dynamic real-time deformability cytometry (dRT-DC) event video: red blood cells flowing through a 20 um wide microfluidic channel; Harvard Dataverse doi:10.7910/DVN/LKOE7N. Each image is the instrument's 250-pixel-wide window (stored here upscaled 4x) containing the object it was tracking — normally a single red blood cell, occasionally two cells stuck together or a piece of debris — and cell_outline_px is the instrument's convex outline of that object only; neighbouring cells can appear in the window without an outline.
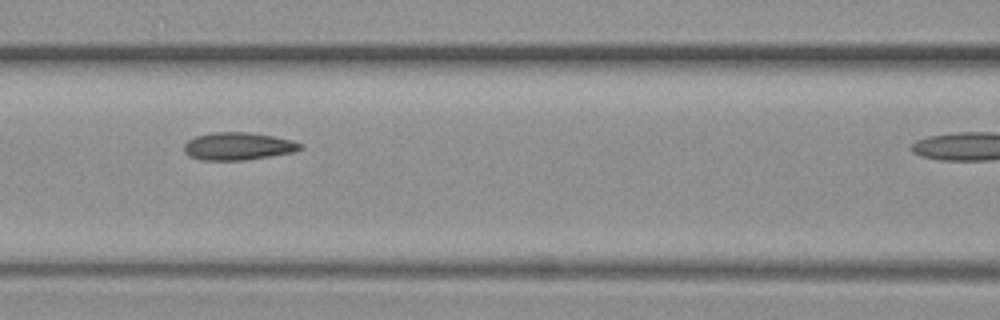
{"species": "common noctule bat (a hibernating species)", "species_latin": "Nyctalus noctula", "temperature_condition": "warm", "stored_images_in_passage": 7, "camera_frame_rate_fps": 3000, "um_per_image_px": 0.085, "animal": {"sex": "female", "body_mass_g": 19.3, "forearm_length_mm": 54.1}, "frame": {"image": 1, "passage_image": 5, "time_ms": 1.333, "image_size_px": [1000, 320], "cell_outline_px": [[304, 148], [292, 152], [244, 160], [200, 160], [188, 156], [184, 152], [184, 144], [188, 140], [196, 136], [212, 132], [248, 132], [272, 136], [292, 140], [304, 144]], "centroid_in_image_um": [20.22, 12.43], "position_along_channel_um": 146.4, "area_um2": 18.73}}
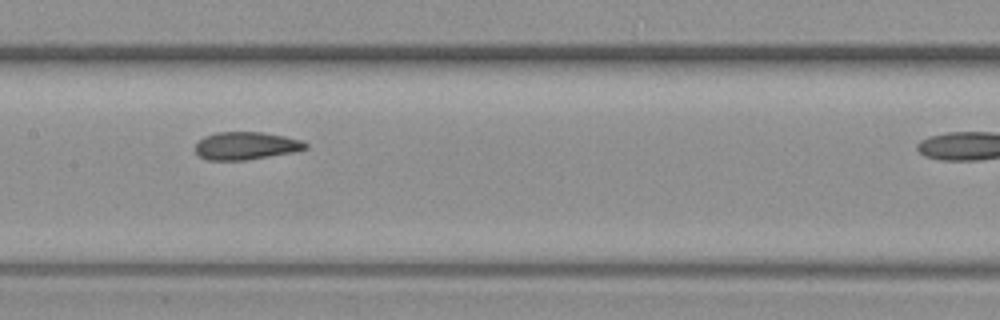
{"frame": {"image": 2, "passage_image": 6, "time_ms": 1.667, "image_size_px": [1000, 320], "cell_outline_px": [[308, 148], [296, 152], [244, 160], [208, 160], [200, 156], [196, 152], [196, 144], [204, 136], [216, 132], [264, 132], [284, 136], [300, 140], [308, 144]], "centroid_in_image_um": [20.93, 12.39], "position_along_channel_um": 186.5, "area_um2": 17.8}}